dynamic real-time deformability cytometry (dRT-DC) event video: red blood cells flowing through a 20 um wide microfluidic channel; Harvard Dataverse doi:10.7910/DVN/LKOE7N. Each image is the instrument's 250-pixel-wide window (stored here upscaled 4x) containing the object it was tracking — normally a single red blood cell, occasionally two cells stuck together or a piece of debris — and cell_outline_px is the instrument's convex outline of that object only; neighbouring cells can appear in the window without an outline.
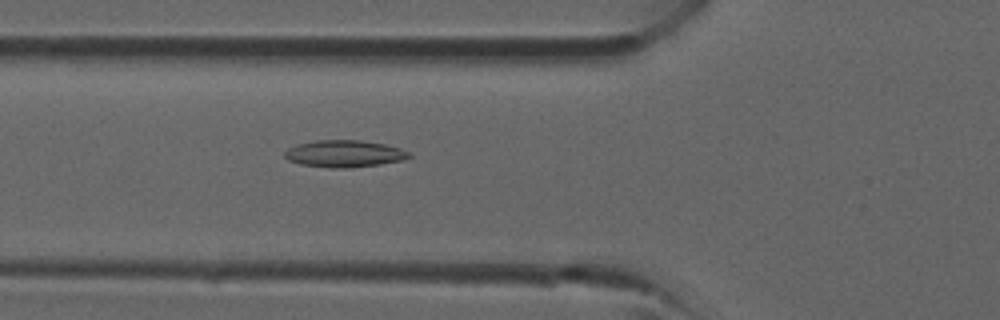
{"species": "common noctule bat (a hibernating species)", "species_latin": "Nyctalus noctula", "temperature_condition": "room temperature", "stored_images_in_passage": 39, "camera_frame_rate_fps": 3000, "um_per_image_px": 0.085, "animal": {"sex": "male", "forearm_length_mm": 52.5}, "frame": {"image": 1, "passage_image": 14, "time_ms": 4.333, "image_size_px": [1000, 320], "cell_outline_px": [[412, 156], [404, 160], [380, 164], [348, 168], [332, 168], [300, 164], [288, 160], [284, 156], [284, 152], [288, 148], [296, 144], [316, 140], [360, 140], [384, 144], [400, 148], [412, 152]], "centroid_in_image_um": [29.28, 13.06], "position_along_channel_um": 96.5, "area_um2": 19.71}}
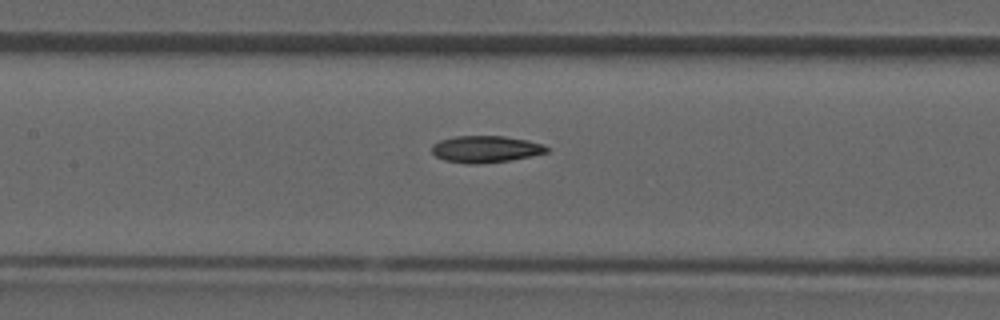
{"frame": {"image": 2, "passage_image": 18, "time_ms": 5.667, "image_size_px": [1000, 320], "cell_outline_px": [[548, 152], [532, 156], [508, 160], [476, 164], [468, 164], [444, 160], [436, 156], [432, 152], [432, 144], [440, 140], [456, 136], [504, 136], [528, 140], [544, 144], [548, 148]], "centroid_in_image_um": [41.28, 12.67], "position_along_channel_um": 166.1, "area_um2": 17.92}}
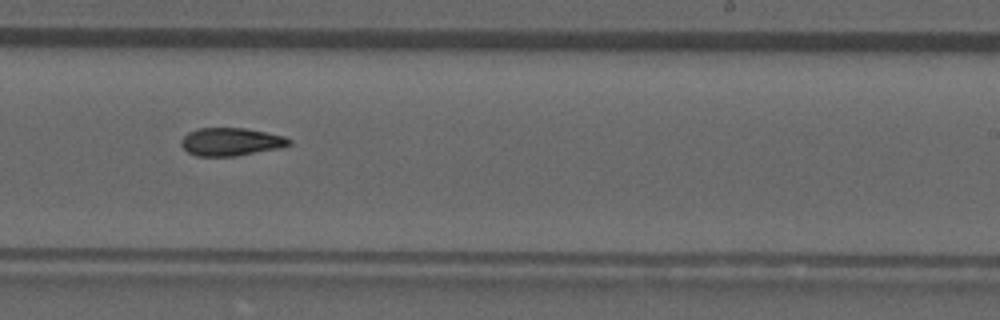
{"frame": {"image": 3, "passage_image": 24, "time_ms": 7.667, "image_size_px": [1000, 320], "cell_outline_px": [[292, 144], [276, 148], [236, 156], [196, 156], [188, 152], [180, 144], [180, 140], [188, 132], [196, 128], [244, 128], [284, 136], [292, 140]], "centroid_in_image_um": [19.58, 12.04], "position_along_channel_um": 269.4, "area_um2": 17.46}}